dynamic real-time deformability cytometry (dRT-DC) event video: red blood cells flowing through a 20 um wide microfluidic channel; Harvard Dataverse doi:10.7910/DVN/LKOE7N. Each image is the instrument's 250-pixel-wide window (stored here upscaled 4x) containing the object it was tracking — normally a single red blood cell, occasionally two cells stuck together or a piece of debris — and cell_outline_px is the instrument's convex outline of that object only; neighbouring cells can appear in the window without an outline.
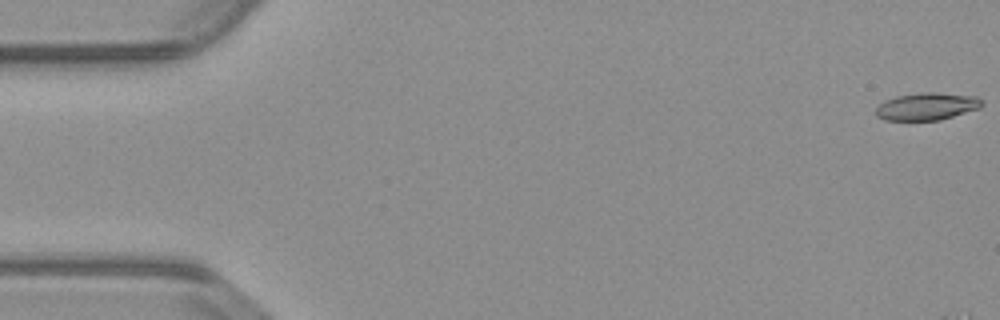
{"species": "common noctule bat (a hibernating species)", "species_latin": "Nyctalus noctula", "temperature_condition": "warm", "stored_images_in_passage": 7, "camera_frame_rate_fps": 3000, "um_per_image_px": 0.085, "animal": {"sex": "male", "body_mass_g": 23.1, "forearm_length_mm": 52.7}, "frame": {"image": 1, "passage_image": 1, "time_ms": 0.0, "image_size_px": [1000, 320], "cell_outline_px": [[984, 104], [980, 108], [940, 120], [884, 120], [876, 116], [876, 108], [884, 100], [896, 96], [924, 92], [936, 92], [976, 96], [984, 100]], "centroid_in_image_um": [78.81, 9.04], "position_along_channel_um": 6.2, "area_um2": 17.05}}